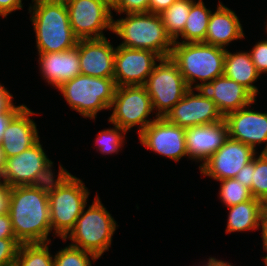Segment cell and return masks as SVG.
Here are the masks:
<instances>
[{"instance_id": "cell-1", "label": "cell", "mask_w": 267, "mask_h": 266, "mask_svg": "<svg viewBox=\"0 0 267 266\" xmlns=\"http://www.w3.org/2000/svg\"><path fill=\"white\" fill-rule=\"evenodd\" d=\"M8 214L21 244L51 242L48 184L11 187Z\"/></svg>"}, {"instance_id": "cell-34", "label": "cell", "mask_w": 267, "mask_h": 266, "mask_svg": "<svg viewBox=\"0 0 267 266\" xmlns=\"http://www.w3.org/2000/svg\"><path fill=\"white\" fill-rule=\"evenodd\" d=\"M250 55L257 71L260 74L267 73V39L256 42Z\"/></svg>"}, {"instance_id": "cell-28", "label": "cell", "mask_w": 267, "mask_h": 266, "mask_svg": "<svg viewBox=\"0 0 267 266\" xmlns=\"http://www.w3.org/2000/svg\"><path fill=\"white\" fill-rule=\"evenodd\" d=\"M219 182H221L219 198L226 207L237 205L253 198L250 189L235 178L224 179Z\"/></svg>"}, {"instance_id": "cell-11", "label": "cell", "mask_w": 267, "mask_h": 266, "mask_svg": "<svg viewBox=\"0 0 267 266\" xmlns=\"http://www.w3.org/2000/svg\"><path fill=\"white\" fill-rule=\"evenodd\" d=\"M70 26L78 39L105 38L103 30L112 31V6L106 0H64Z\"/></svg>"}, {"instance_id": "cell-35", "label": "cell", "mask_w": 267, "mask_h": 266, "mask_svg": "<svg viewBox=\"0 0 267 266\" xmlns=\"http://www.w3.org/2000/svg\"><path fill=\"white\" fill-rule=\"evenodd\" d=\"M13 95L0 83V113L3 111H20L25 105L16 106Z\"/></svg>"}, {"instance_id": "cell-4", "label": "cell", "mask_w": 267, "mask_h": 266, "mask_svg": "<svg viewBox=\"0 0 267 266\" xmlns=\"http://www.w3.org/2000/svg\"><path fill=\"white\" fill-rule=\"evenodd\" d=\"M226 49L203 42H174L170 59L191 89H202L223 75ZM200 80L201 83L195 84ZM194 84V86H193Z\"/></svg>"}, {"instance_id": "cell-7", "label": "cell", "mask_w": 267, "mask_h": 266, "mask_svg": "<svg viewBox=\"0 0 267 266\" xmlns=\"http://www.w3.org/2000/svg\"><path fill=\"white\" fill-rule=\"evenodd\" d=\"M116 87L114 78L79 74L64 82L58 90L71 109L84 118L95 120L99 111L110 109Z\"/></svg>"}, {"instance_id": "cell-16", "label": "cell", "mask_w": 267, "mask_h": 266, "mask_svg": "<svg viewBox=\"0 0 267 266\" xmlns=\"http://www.w3.org/2000/svg\"><path fill=\"white\" fill-rule=\"evenodd\" d=\"M250 106L224 116L228 136L250 146L255 152L256 145L266 142L261 152H267V113L252 110Z\"/></svg>"}, {"instance_id": "cell-20", "label": "cell", "mask_w": 267, "mask_h": 266, "mask_svg": "<svg viewBox=\"0 0 267 266\" xmlns=\"http://www.w3.org/2000/svg\"><path fill=\"white\" fill-rule=\"evenodd\" d=\"M202 90L214 101L223 117L257 101L247 88L225 75L215 78Z\"/></svg>"}, {"instance_id": "cell-26", "label": "cell", "mask_w": 267, "mask_h": 266, "mask_svg": "<svg viewBox=\"0 0 267 266\" xmlns=\"http://www.w3.org/2000/svg\"><path fill=\"white\" fill-rule=\"evenodd\" d=\"M193 1L194 0H176L167 9L159 13L166 33L173 42H179V36L183 33Z\"/></svg>"}, {"instance_id": "cell-22", "label": "cell", "mask_w": 267, "mask_h": 266, "mask_svg": "<svg viewBox=\"0 0 267 266\" xmlns=\"http://www.w3.org/2000/svg\"><path fill=\"white\" fill-rule=\"evenodd\" d=\"M244 37L239 17L219 1L216 11L210 15L203 43L226 49L232 41Z\"/></svg>"}, {"instance_id": "cell-25", "label": "cell", "mask_w": 267, "mask_h": 266, "mask_svg": "<svg viewBox=\"0 0 267 266\" xmlns=\"http://www.w3.org/2000/svg\"><path fill=\"white\" fill-rule=\"evenodd\" d=\"M212 11L207 9L202 0L192 2L189 16L180 35L183 43L204 42L207 33V26Z\"/></svg>"}, {"instance_id": "cell-33", "label": "cell", "mask_w": 267, "mask_h": 266, "mask_svg": "<svg viewBox=\"0 0 267 266\" xmlns=\"http://www.w3.org/2000/svg\"><path fill=\"white\" fill-rule=\"evenodd\" d=\"M149 0H116L112 5L118 14L127 13H148Z\"/></svg>"}, {"instance_id": "cell-9", "label": "cell", "mask_w": 267, "mask_h": 266, "mask_svg": "<svg viewBox=\"0 0 267 266\" xmlns=\"http://www.w3.org/2000/svg\"><path fill=\"white\" fill-rule=\"evenodd\" d=\"M110 109H113V111L108 121L126 132L137 125L138 134H140L151 122L158 118L148 120V116L154 112V109L144 85L116 87Z\"/></svg>"}, {"instance_id": "cell-23", "label": "cell", "mask_w": 267, "mask_h": 266, "mask_svg": "<svg viewBox=\"0 0 267 266\" xmlns=\"http://www.w3.org/2000/svg\"><path fill=\"white\" fill-rule=\"evenodd\" d=\"M223 75L243 85L255 97L258 95V88L253 84L261 74L253 64L250 52L231 53L226 49Z\"/></svg>"}, {"instance_id": "cell-27", "label": "cell", "mask_w": 267, "mask_h": 266, "mask_svg": "<svg viewBox=\"0 0 267 266\" xmlns=\"http://www.w3.org/2000/svg\"><path fill=\"white\" fill-rule=\"evenodd\" d=\"M50 243L20 244L14 266H54Z\"/></svg>"}, {"instance_id": "cell-15", "label": "cell", "mask_w": 267, "mask_h": 266, "mask_svg": "<svg viewBox=\"0 0 267 266\" xmlns=\"http://www.w3.org/2000/svg\"><path fill=\"white\" fill-rule=\"evenodd\" d=\"M256 153L250 146L228 138L212 156L199 166L200 173L216 181L234 178Z\"/></svg>"}, {"instance_id": "cell-19", "label": "cell", "mask_w": 267, "mask_h": 266, "mask_svg": "<svg viewBox=\"0 0 267 266\" xmlns=\"http://www.w3.org/2000/svg\"><path fill=\"white\" fill-rule=\"evenodd\" d=\"M188 158L202 162L212 156L229 138L224 120L214 124L186 128Z\"/></svg>"}, {"instance_id": "cell-32", "label": "cell", "mask_w": 267, "mask_h": 266, "mask_svg": "<svg viewBox=\"0 0 267 266\" xmlns=\"http://www.w3.org/2000/svg\"><path fill=\"white\" fill-rule=\"evenodd\" d=\"M20 244L16 238L0 239V266H14Z\"/></svg>"}, {"instance_id": "cell-17", "label": "cell", "mask_w": 267, "mask_h": 266, "mask_svg": "<svg viewBox=\"0 0 267 266\" xmlns=\"http://www.w3.org/2000/svg\"><path fill=\"white\" fill-rule=\"evenodd\" d=\"M116 48L105 37L101 39H79V60L81 74L100 77H114V56Z\"/></svg>"}, {"instance_id": "cell-29", "label": "cell", "mask_w": 267, "mask_h": 266, "mask_svg": "<svg viewBox=\"0 0 267 266\" xmlns=\"http://www.w3.org/2000/svg\"><path fill=\"white\" fill-rule=\"evenodd\" d=\"M90 258L92 261L98 259L91 252L68 245L55 253L53 261L54 266H92Z\"/></svg>"}, {"instance_id": "cell-31", "label": "cell", "mask_w": 267, "mask_h": 266, "mask_svg": "<svg viewBox=\"0 0 267 266\" xmlns=\"http://www.w3.org/2000/svg\"><path fill=\"white\" fill-rule=\"evenodd\" d=\"M113 126V128L100 131L95 139L96 145L98 144L97 148L102 154H118L120 148L123 147L124 137L127 132L119 126Z\"/></svg>"}, {"instance_id": "cell-13", "label": "cell", "mask_w": 267, "mask_h": 266, "mask_svg": "<svg viewBox=\"0 0 267 266\" xmlns=\"http://www.w3.org/2000/svg\"><path fill=\"white\" fill-rule=\"evenodd\" d=\"M138 136L143 146L175 162L188 156L186 128L172 124L164 117L156 118Z\"/></svg>"}, {"instance_id": "cell-40", "label": "cell", "mask_w": 267, "mask_h": 266, "mask_svg": "<svg viewBox=\"0 0 267 266\" xmlns=\"http://www.w3.org/2000/svg\"><path fill=\"white\" fill-rule=\"evenodd\" d=\"M260 227L262 228L263 250L267 252V204L263 207L260 215ZM262 259L267 263V254Z\"/></svg>"}, {"instance_id": "cell-2", "label": "cell", "mask_w": 267, "mask_h": 266, "mask_svg": "<svg viewBox=\"0 0 267 266\" xmlns=\"http://www.w3.org/2000/svg\"><path fill=\"white\" fill-rule=\"evenodd\" d=\"M28 10L36 36L37 53L62 52L74 48L78 38L70 26L64 0H32Z\"/></svg>"}, {"instance_id": "cell-41", "label": "cell", "mask_w": 267, "mask_h": 266, "mask_svg": "<svg viewBox=\"0 0 267 266\" xmlns=\"http://www.w3.org/2000/svg\"><path fill=\"white\" fill-rule=\"evenodd\" d=\"M175 1L176 0H149L148 13L159 14Z\"/></svg>"}, {"instance_id": "cell-6", "label": "cell", "mask_w": 267, "mask_h": 266, "mask_svg": "<svg viewBox=\"0 0 267 266\" xmlns=\"http://www.w3.org/2000/svg\"><path fill=\"white\" fill-rule=\"evenodd\" d=\"M84 207L78 217L75 227L63 239L72 241L71 246L88 251L100 258L105 251H109L112 236L118 227L115 219L106 210L98 195L87 210Z\"/></svg>"}, {"instance_id": "cell-36", "label": "cell", "mask_w": 267, "mask_h": 266, "mask_svg": "<svg viewBox=\"0 0 267 266\" xmlns=\"http://www.w3.org/2000/svg\"><path fill=\"white\" fill-rule=\"evenodd\" d=\"M252 170H255V155L250 162L243 166L234 178L240 181L248 189H251L253 183Z\"/></svg>"}, {"instance_id": "cell-42", "label": "cell", "mask_w": 267, "mask_h": 266, "mask_svg": "<svg viewBox=\"0 0 267 266\" xmlns=\"http://www.w3.org/2000/svg\"><path fill=\"white\" fill-rule=\"evenodd\" d=\"M18 112L19 111H3L0 113V143L8 123Z\"/></svg>"}, {"instance_id": "cell-38", "label": "cell", "mask_w": 267, "mask_h": 266, "mask_svg": "<svg viewBox=\"0 0 267 266\" xmlns=\"http://www.w3.org/2000/svg\"><path fill=\"white\" fill-rule=\"evenodd\" d=\"M2 238H16L8 213L0 214V239Z\"/></svg>"}, {"instance_id": "cell-10", "label": "cell", "mask_w": 267, "mask_h": 266, "mask_svg": "<svg viewBox=\"0 0 267 266\" xmlns=\"http://www.w3.org/2000/svg\"><path fill=\"white\" fill-rule=\"evenodd\" d=\"M144 86L154 111H157L156 117H165L190 89L170 57L159 61Z\"/></svg>"}, {"instance_id": "cell-12", "label": "cell", "mask_w": 267, "mask_h": 266, "mask_svg": "<svg viewBox=\"0 0 267 266\" xmlns=\"http://www.w3.org/2000/svg\"><path fill=\"white\" fill-rule=\"evenodd\" d=\"M189 89L184 97L164 117L168 122L183 128L221 122L224 117L214 101L202 90Z\"/></svg>"}, {"instance_id": "cell-43", "label": "cell", "mask_w": 267, "mask_h": 266, "mask_svg": "<svg viewBox=\"0 0 267 266\" xmlns=\"http://www.w3.org/2000/svg\"><path fill=\"white\" fill-rule=\"evenodd\" d=\"M204 264L203 265H200V266H233L229 262L218 260V259L213 258V257L208 258V261L205 262Z\"/></svg>"}, {"instance_id": "cell-3", "label": "cell", "mask_w": 267, "mask_h": 266, "mask_svg": "<svg viewBox=\"0 0 267 266\" xmlns=\"http://www.w3.org/2000/svg\"><path fill=\"white\" fill-rule=\"evenodd\" d=\"M89 193L82 180L59 165L57 178L48 183L50 223L54 235L64 239L75 227L87 205Z\"/></svg>"}, {"instance_id": "cell-21", "label": "cell", "mask_w": 267, "mask_h": 266, "mask_svg": "<svg viewBox=\"0 0 267 266\" xmlns=\"http://www.w3.org/2000/svg\"><path fill=\"white\" fill-rule=\"evenodd\" d=\"M42 78L58 89L64 82L81 74L79 60V39L69 50L53 53H38Z\"/></svg>"}, {"instance_id": "cell-45", "label": "cell", "mask_w": 267, "mask_h": 266, "mask_svg": "<svg viewBox=\"0 0 267 266\" xmlns=\"http://www.w3.org/2000/svg\"><path fill=\"white\" fill-rule=\"evenodd\" d=\"M106 1L112 6L116 0H106Z\"/></svg>"}, {"instance_id": "cell-8", "label": "cell", "mask_w": 267, "mask_h": 266, "mask_svg": "<svg viewBox=\"0 0 267 266\" xmlns=\"http://www.w3.org/2000/svg\"><path fill=\"white\" fill-rule=\"evenodd\" d=\"M52 166L39 140L19 155L6 158L0 180L9 187L48 184L57 177Z\"/></svg>"}, {"instance_id": "cell-37", "label": "cell", "mask_w": 267, "mask_h": 266, "mask_svg": "<svg viewBox=\"0 0 267 266\" xmlns=\"http://www.w3.org/2000/svg\"><path fill=\"white\" fill-rule=\"evenodd\" d=\"M11 187L0 180V214L9 213Z\"/></svg>"}, {"instance_id": "cell-39", "label": "cell", "mask_w": 267, "mask_h": 266, "mask_svg": "<svg viewBox=\"0 0 267 266\" xmlns=\"http://www.w3.org/2000/svg\"><path fill=\"white\" fill-rule=\"evenodd\" d=\"M23 8L22 0H0V16L3 18L13 11Z\"/></svg>"}, {"instance_id": "cell-18", "label": "cell", "mask_w": 267, "mask_h": 266, "mask_svg": "<svg viewBox=\"0 0 267 266\" xmlns=\"http://www.w3.org/2000/svg\"><path fill=\"white\" fill-rule=\"evenodd\" d=\"M34 114L25 105L8 123L0 143L5 159L19 155L40 140L37 125L30 119Z\"/></svg>"}, {"instance_id": "cell-24", "label": "cell", "mask_w": 267, "mask_h": 266, "mask_svg": "<svg viewBox=\"0 0 267 266\" xmlns=\"http://www.w3.org/2000/svg\"><path fill=\"white\" fill-rule=\"evenodd\" d=\"M265 204L256 198L227 207L226 233L253 231L260 228V215Z\"/></svg>"}, {"instance_id": "cell-44", "label": "cell", "mask_w": 267, "mask_h": 266, "mask_svg": "<svg viewBox=\"0 0 267 266\" xmlns=\"http://www.w3.org/2000/svg\"><path fill=\"white\" fill-rule=\"evenodd\" d=\"M5 156H4V153H3V149H2V146L0 144V175L2 173V170L4 168V163H5Z\"/></svg>"}, {"instance_id": "cell-14", "label": "cell", "mask_w": 267, "mask_h": 266, "mask_svg": "<svg viewBox=\"0 0 267 266\" xmlns=\"http://www.w3.org/2000/svg\"><path fill=\"white\" fill-rule=\"evenodd\" d=\"M162 57L155 52L143 49H130L117 46L114 56V80L117 87L145 85L156 61Z\"/></svg>"}, {"instance_id": "cell-30", "label": "cell", "mask_w": 267, "mask_h": 266, "mask_svg": "<svg viewBox=\"0 0 267 266\" xmlns=\"http://www.w3.org/2000/svg\"><path fill=\"white\" fill-rule=\"evenodd\" d=\"M252 187L250 192L253 198L267 204V152L255 154V170H252Z\"/></svg>"}, {"instance_id": "cell-5", "label": "cell", "mask_w": 267, "mask_h": 266, "mask_svg": "<svg viewBox=\"0 0 267 266\" xmlns=\"http://www.w3.org/2000/svg\"><path fill=\"white\" fill-rule=\"evenodd\" d=\"M125 18L113 19L112 33L123 39L120 46L155 52L162 58L171 55L173 41L168 36L159 14L127 13Z\"/></svg>"}]
</instances>
